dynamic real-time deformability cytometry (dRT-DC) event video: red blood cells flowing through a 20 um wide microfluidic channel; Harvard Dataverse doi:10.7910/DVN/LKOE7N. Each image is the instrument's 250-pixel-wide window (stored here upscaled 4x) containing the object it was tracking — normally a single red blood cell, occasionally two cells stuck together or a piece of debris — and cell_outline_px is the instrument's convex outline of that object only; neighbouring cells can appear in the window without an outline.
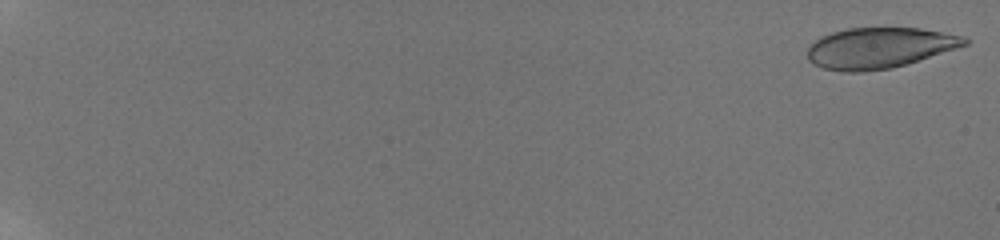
{"species": "human", "species_latin": "Homo sapiens", "temperature_condition": "room temperature", "stored_images_in_passage": 58, "camera_frame_rate_fps": 3000, "um_per_image_px": 0.085, "donor": {"sex": "male"}, "frame": {"image": 1, "passage_image": 1, "time_ms": 0.0, "image_size_px": [1000, 240], "cell_outline_px": [[968, 44], [956, 48], [892, 68], [860, 72], [844, 72], [824, 68], [808, 60], [808, 44], [820, 36], [844, 28], [920, 28], [964, 36], [968, 40]], "centroid_in_image_um": [74.69, 4.06], "position_along_channel_um": 10.3, "area_um2": 37.17}}
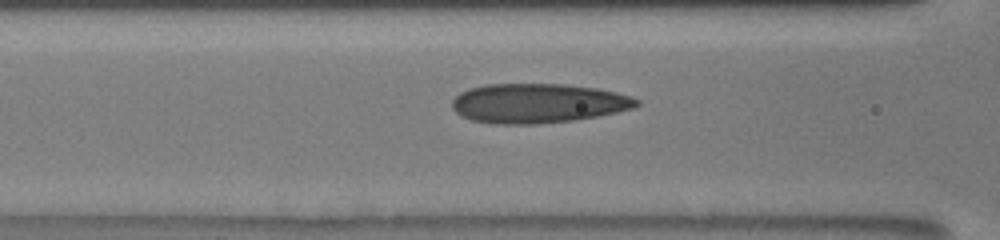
{"frame": {"image": 2, "passage_image": 29, "time_ms": 9.333, "image_size_px": [1000, 240], "cell_outline_px": [[640, 104], [632, 108], [616, 112], [596, 116], [572, 120], [536, 124], [496, 124], [472, 120], [460, 116], [452, 108], [452, 100], [460, 92], [468, 88], [484, 84], [564, 84], [596, 88], [616, 92], [632, 96], [640, 100]], "centroid_in_image_um": [45.7, 8.77], "position_along_channel_um": 120.9, "area_um2": 42.54}}
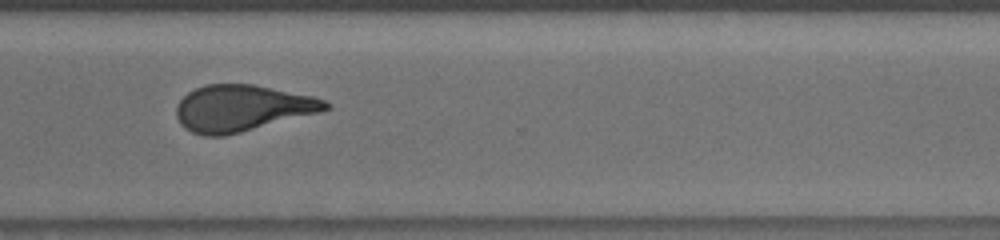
{"frame": {"image": 3, "passage_image": 47, "time_ms": 15.333, "image_size_px": [1000, 240], "cell_outline_px": [[332, 108], [320, 112], [224, 136], [204, 136], [192, 132], [184, 128], [180, 124], [176, 116], [176, 104], [188, 92], [204, 84], [252, 84], [312, 96], [324, 100], [332, 104]], "centroid_in_image_um": [20.55, 9.19], "position_along_channel_um": 350.1, "area_um2": 40.23}, "authors_computed_cell_mechanics": {"area_um2": 39.882, "velocity_mm_per_s": 3.8216, "shape_relaxation_time_tau1_ms": 8.7561, "shape_relaxation_time_tau2_ms": 1.5032, "deformation_change_tau1": 0.231, "deformation_change_tau2": 0.1009}}